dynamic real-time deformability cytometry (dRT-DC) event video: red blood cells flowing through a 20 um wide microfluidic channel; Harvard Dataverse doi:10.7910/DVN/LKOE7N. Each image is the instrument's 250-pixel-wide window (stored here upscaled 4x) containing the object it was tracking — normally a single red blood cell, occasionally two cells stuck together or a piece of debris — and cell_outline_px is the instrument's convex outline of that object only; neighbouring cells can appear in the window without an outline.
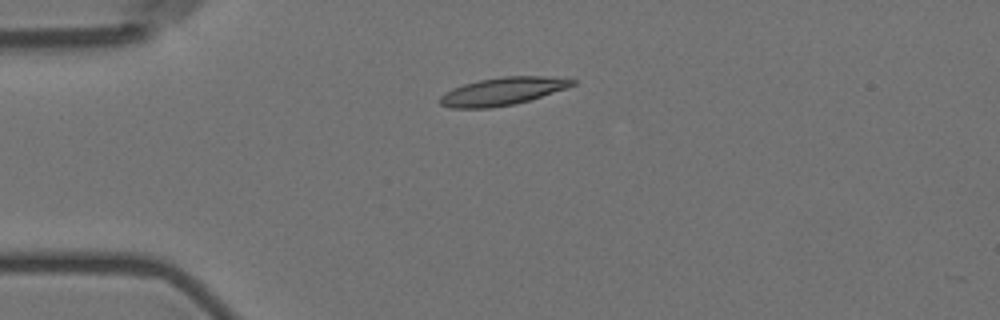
{"species": "Egyptian fruit bat (a non-hibernating species)", "species_latin": "Rousettus aegyptiacus", "temperature_condition": "room temperature", "stored_images_in_passage": 1, "camera_frame_rate_fps": 3000, "um_per_image_px": 0.085, "animal": {"sex": "female"}, "frame": {"image": 1, "passage_image": 1, "time_ms": 0.0, "image_size_px": [1000, 320], "cell_outline_px": [[576, 84], [568, 88], [516, 104], [488, 108], [448, 108], [440, 104], [440, 96], [444, 92], [452, 88], [464, 84], [480, 80], [504, 76], [544, 76], [576, 80]], "centroid_in_image_um": [42.7, 7.77], "position_along_channel_um": 42.3, "area_um2": 21.44}}